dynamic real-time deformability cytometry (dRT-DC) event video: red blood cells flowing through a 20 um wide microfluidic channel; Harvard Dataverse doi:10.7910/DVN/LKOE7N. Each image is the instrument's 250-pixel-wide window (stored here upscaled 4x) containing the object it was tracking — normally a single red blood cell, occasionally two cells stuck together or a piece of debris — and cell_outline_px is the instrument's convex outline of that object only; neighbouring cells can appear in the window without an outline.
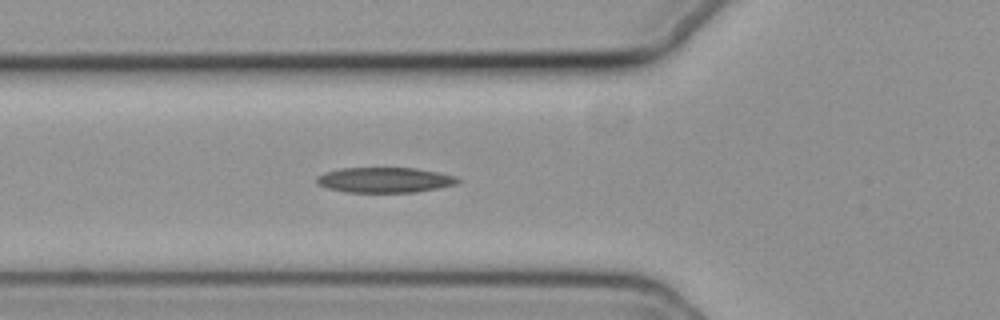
{"species": "common noctule bat (a hibernating species)", "species_latin": "Nyctalus noctula", "temperature_condition": "cold", "stored_images_in_passage": 40, "camera_frame_rate_fps": 3000, "um_per_image_px": 0.085, "animal": {"sex": "female", "body_mass_g": 19.3, "forearm_length_mm": 54.1}, "frame": {"image": 1, "passage_image": 8, "time_ms": 2.333, "image_size_px": [1000, 320], "cell_outline_px": [[460, 180], [456, 184], [416, 192], [344, 192], [328, 188], [316, 184], [316, 176], [324, 172], [340, 168], [416, 168], [440, 172], [456, 176]], "centroid_in_image_um": [32.67, 15.29], "position_along_channel_um": 93.1, "area_um2": 20.87}}
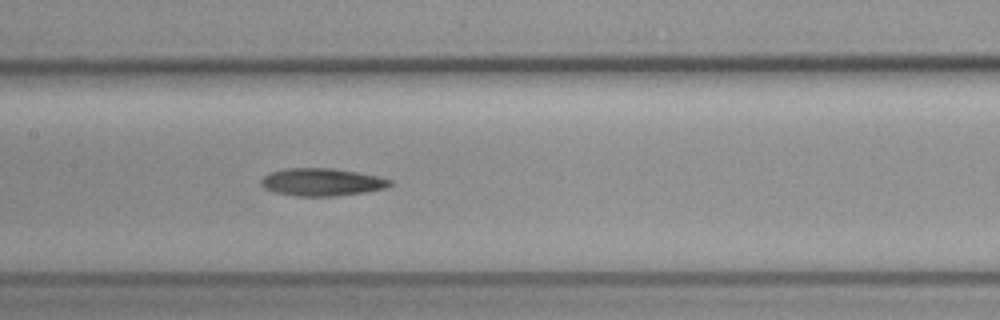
{"frame": {"image": 2, "passage_image": 15, "time_ms": 4.667, "image_size_px": [1000, 320], "cell_outline_px": [[392, 184], [384, 188], [364, 192], [336, 196], [296, 196], [276, 192], [264, 188], [260, 184], [260, 180], [268, 172], [288, 168], [332, 168], [356, 172], [376, 176], [392, 180]], "centroid_in_image_um": [27.31, 15.47], "position_along_channel_um": 180.1, "area_um2": 20.63}}
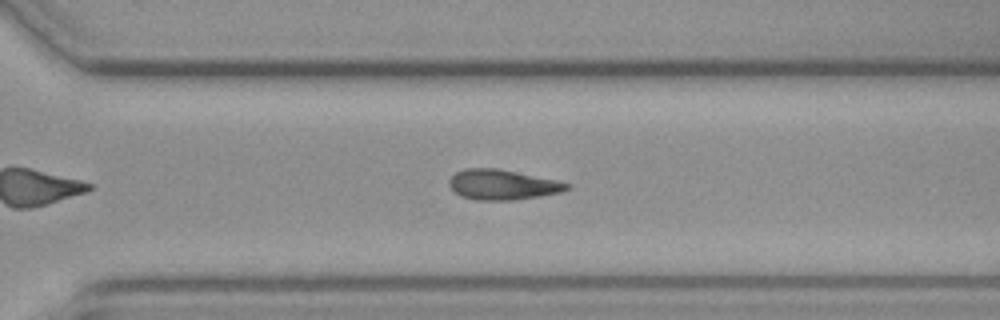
{"frame": {"image": 3, "passage_image": 27, "time_ms": 8.667, "image_size_px": [1000, 320], "cell_outline_px": [[572, 188], [560, 192], [540, 196], [516, 200], [476, 200], [460, 196], [448, 184], [448, 180], [456, 172], [464, 168], [496, 168], [556, 180], [572, 184]], "centroid_in_image_um": [42.71, 15.7], "position_along_channel_um": 327.9, "area_um2": 20.69}, "authors_computed_cell_mechanics": {"area_um2": 20.808, "velocity_mm_per_s": 3.7062, "shape_relaxation_time_tau1_ms": 7.593, "shape_relaxation_time_tau2_ms": null, "deformation_change_tau1": 0.1755, "deformation_change_tau2": null}}